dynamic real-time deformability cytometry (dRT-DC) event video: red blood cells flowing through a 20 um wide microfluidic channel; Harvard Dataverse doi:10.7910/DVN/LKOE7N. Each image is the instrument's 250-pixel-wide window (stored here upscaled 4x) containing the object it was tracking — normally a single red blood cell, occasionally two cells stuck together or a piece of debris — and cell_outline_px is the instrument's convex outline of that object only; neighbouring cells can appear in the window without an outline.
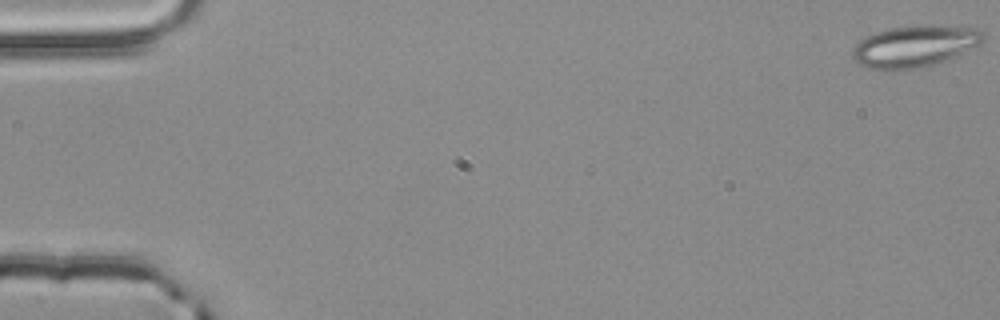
{"species": "common noctule bat (a hibernating species)", "species_latin": "Nyctalus noctula", "temperature_condition": "room temperature", "stored_images_in_passage": 55, "camera_frame_rate_fps": 3000, "um_per_image_px": 0.085, "animal": {"sex": "male", "body_mass_g": 20.4}, "frame": {"image": 1, "passage_image": 1, "time_ms": 0.0, "image_size_px": [1000, 320], "cell_outline_px": [[984, 40], [980, 44], [952, 56], [932, 64], [916, 68], [868, 68], [860, 64], [852, 56], [852, 52], [856, 44], [860, 40], [876, 32], [892, 28], [980, 28], [984, 36]], "centroid_in_image_um": [77.7, 3.95], "position_along_channel_um": 7.3, "area_um2": 29.54}}
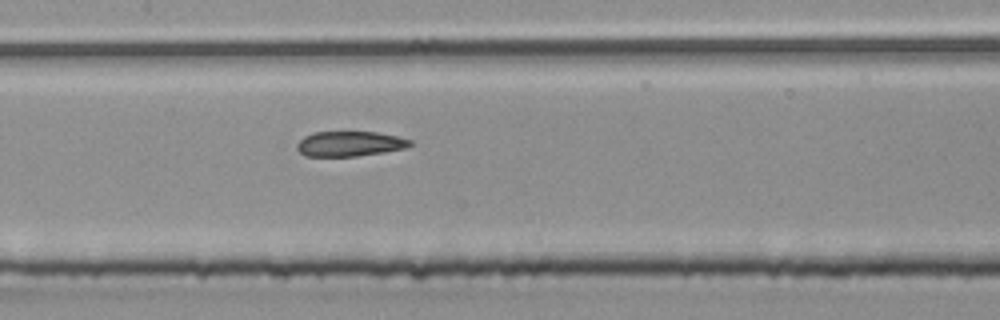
{"frame": {"image": 2, "passage_image": 27, "time_ms": 8.667, "image_size_px": [1000, 320], "cell_outline_px": [[412, 144], [404, 148], [384, 152], [356, 156], [304, 156], [296, 148], [296, 144], [304, 136], [312, 132], [376, 132], [396, 136], [412, 140]], "centroid_in_image_um": [29.69, 12.22], "position_along_channel_um": 177.7, "area_um2": 16.47}}
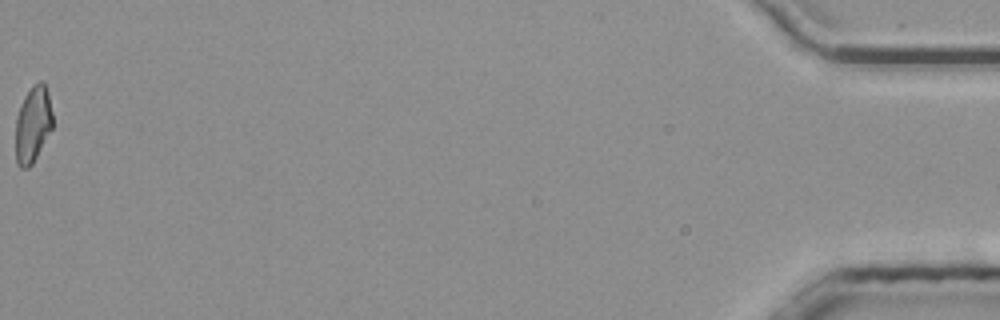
{"frame": {"image": 3, "passage_image": 55, "time_ms": 18.0, "image_size_px": [1000, 320], "cell_outline_px": [[52, 128], [32, 164], [28, 168], [20, 168], [16, 164], [16, 116], [20, 104], [24, 96], [40, 80], [44, 84], [48, 92], [52, 112]], "centroid_in_image_um": [2.78, 10.59], "position_along_channel_um": 432.4, "area_um2": 16.3}, "authors_computed_cell_mechanics": {"area_um2": 17.8024, "velocity_mm_per_s": 3.8723, "shape_relaxation_time_tau1_ms": null, "shape_relaxation_time_tau2_ms": 2.7927, "deformation_change_tau1": null, "deformation_change_tau2": 0.1189}}